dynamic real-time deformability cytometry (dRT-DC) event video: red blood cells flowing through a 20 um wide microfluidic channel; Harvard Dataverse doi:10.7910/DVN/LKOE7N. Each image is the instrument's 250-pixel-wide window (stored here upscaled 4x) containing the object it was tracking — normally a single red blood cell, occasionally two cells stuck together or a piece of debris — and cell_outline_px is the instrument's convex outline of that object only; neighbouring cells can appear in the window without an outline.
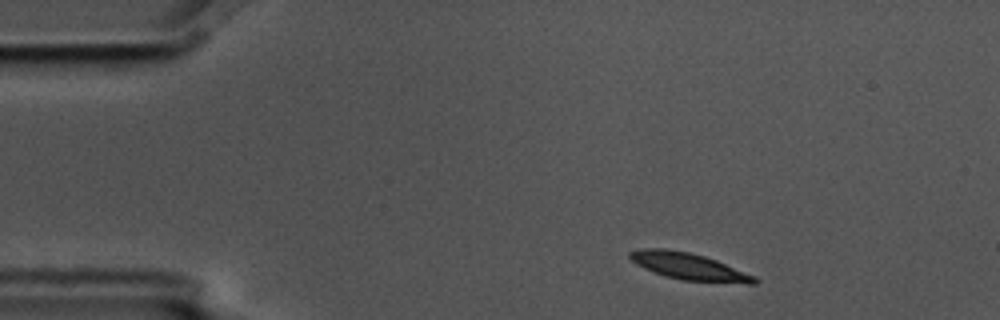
{"species": "common noctule bat (a hibernating species)", "species_latin": "Nyctalus noctula", "temperature_condition": "cold", "stored_images_in_passage": 3, "camera_frame_rate_fps": 3000, "um_per_image_px": 0.085, "animal": {"sex": "male", "body_mass_g": 17.5, "forearm_length_mm": 52.3}, "frame": {"image": 1, "passage_image": 1, "time_ms": 0.0, "image_size_px": [1000, 320], "cell_outline_px": [[760, 280], [756, 284], [748, 284], [680, 280], [644, 268], [636, 264], [628, 256], [628, 252], [640, 248], [664, 248], [688, 252], [704, 256], [716, 260], [756, 276]], "centroid_in_image_um": [58.59, 22.65], "position_along_channel_um": 26.4, "area_um2": 19.54}}